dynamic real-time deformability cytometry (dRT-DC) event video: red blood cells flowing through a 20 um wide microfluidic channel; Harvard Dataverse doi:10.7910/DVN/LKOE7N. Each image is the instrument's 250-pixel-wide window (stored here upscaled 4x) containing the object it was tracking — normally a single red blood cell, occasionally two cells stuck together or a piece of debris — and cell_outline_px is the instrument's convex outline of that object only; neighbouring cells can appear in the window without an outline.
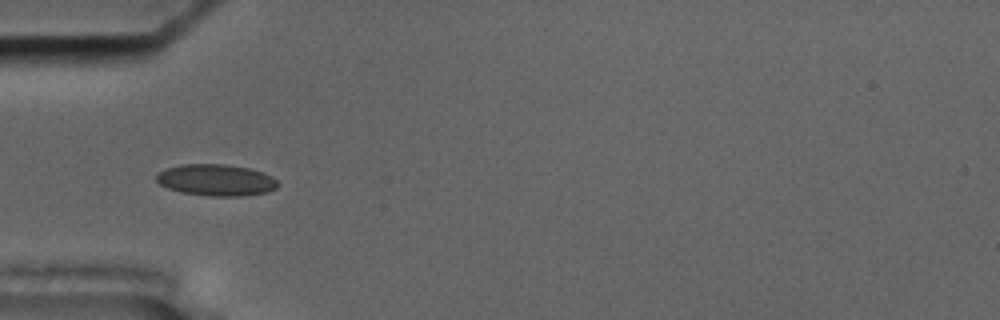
{"species": "common noctule bat (a hibernating species)", "species_latin": "Nyctalus noctula", "temperature_condition": "cold", "stored_images_in_passage": 7, "camera_frame_rate_fps": 3000, "um_per_image_px": 0.085, "animal": {"sex": "male", "body_mass_g": 17.5, "forearm_length_mm": 52.3}, "frame": {"image": 1, "passage_image": 5, "time_ms": 1.333, "image_size_px": [1000, 320], "cell_outline_px": [[280, 184], [276, 188], [268, 192], [240, 196], [212, 196], [180, 192], [168, 188], [160, 184], [156, 180], [156, 176], [164, 168], [180, 164], [224, 164], [248, 168], [264, 172], [272, 176]], "centroid_in_image_um": [18.38, 15.3], "position_along_channel_um": 66.6, "area_um2": 22.43}}